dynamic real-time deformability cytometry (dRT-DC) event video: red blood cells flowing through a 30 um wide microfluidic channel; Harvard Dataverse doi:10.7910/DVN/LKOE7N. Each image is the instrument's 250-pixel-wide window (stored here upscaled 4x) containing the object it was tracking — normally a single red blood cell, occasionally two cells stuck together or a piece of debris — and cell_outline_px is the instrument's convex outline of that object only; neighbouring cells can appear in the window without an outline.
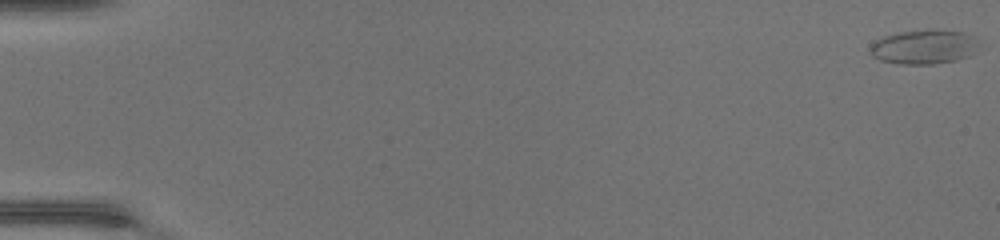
{"species": "common noctule bat (a hibernating species)", "species_latin": "Nyctalus noctula", "temperature_condition": "warm", "stored_images_in_passage": 49, "camera_frame_rate_fps": 3000, "um_per_image_px": 0.085, "animal": {"sex": "female", "body_mass_g": 17.0, "forearm_length_mm": 48.0}, "frame": {"image": 1, "passage_image": 1, "time_ms": 0.0, "image_size_px": [1000, 240], "cell_outline_px": [[976, 36], [968, 56], [956, 60], [932, 64], [900, 64], [880, 60], [872, 56], [868, 52], [872, 44], [876, 40], [884, 36], [900, 32], [960, 32]], "centroid_in_image_um": [78.4, 4.03], "position_along_channel_um": 6.6, "area_um2": 20.58}}
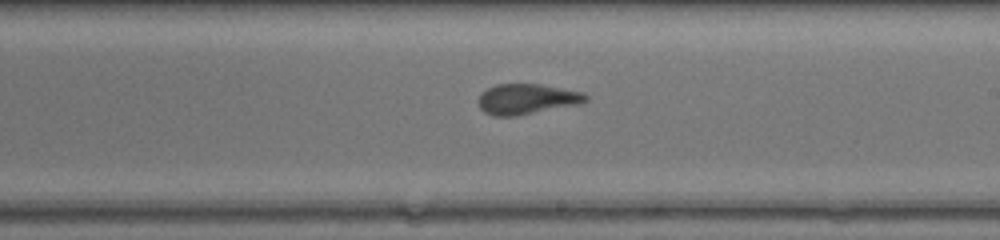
{"frame": {"image": 2, "passage_image": 30, "time_ms": 9.667, "image_size_px": [1000, 240], "cell_outline_px": [[588, 100], [576, 104], [516, 116], [492, 116], [484, 112], [480, 108], [480, 92], [496, 84], [540, 84], [584, 92], [588, 96]], "centroid_in_image_um": [44.76, 8.41], "position_along_channel_um": 244.2, "area_um2": 18.84}}
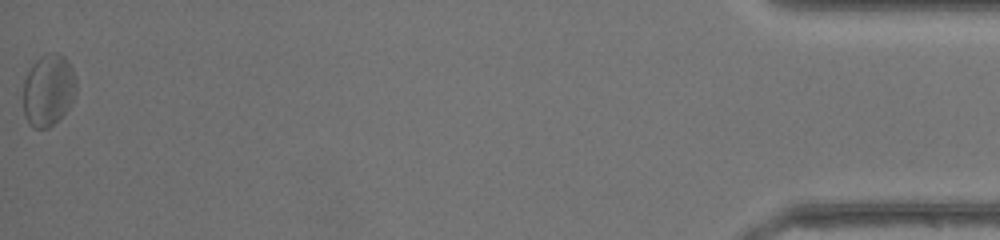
{"frame": {"image": 3, "passage_image": 49, "time_ms": 16.0, "image_size_px": [1000, 240], "cell_outline_px": [[76, 96], [68, 108], [48, 128], [32, 128], [28, 124], [24, 116], [24, 80], [32, 64], [40, 56], [48, 52], [60, 52], [68, 60], [72, 68], [76, 80]], "centroid_in_image_um": [4.12, 7.63], "position_along_channel_um": 431.1, "area_um2": 22.37}, "authors_computed_cell_mechanics": {"area_um2": 19.652, "velocity_mm_per_s": 4.4347, "shape_relaxation_time_tau1_ms": null, "shape_relaxation_time_tau2_ms": 1.3589, "deformation_change_tau1": null, "deformation_change_tau2": 0.0805}}